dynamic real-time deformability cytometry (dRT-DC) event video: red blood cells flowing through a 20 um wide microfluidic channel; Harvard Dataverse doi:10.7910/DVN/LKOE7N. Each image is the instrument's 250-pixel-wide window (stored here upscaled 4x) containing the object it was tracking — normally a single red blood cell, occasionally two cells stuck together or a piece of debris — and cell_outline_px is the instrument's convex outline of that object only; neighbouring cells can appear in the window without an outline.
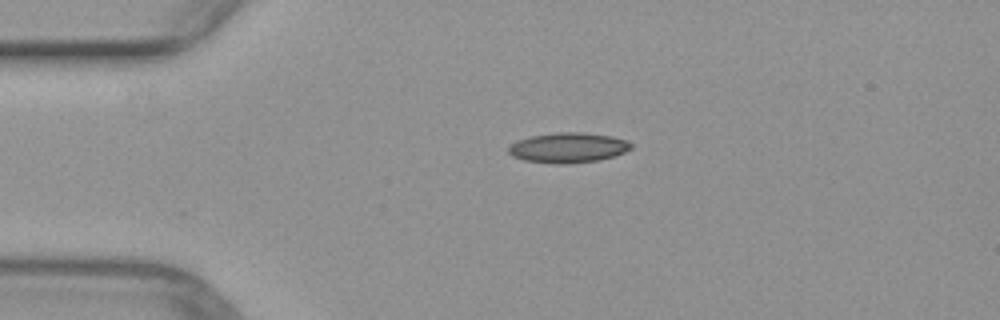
{"species": "common noctule bat (a hibernating species)", "species_latin": "Nyctalus noctula", "temperature_condition": "warm", "stored_images_in_passage": 40, "camera_frame_rate_fps": 3000, "um_per_image_px": 0.085, "animal": {"sex": "female", "body_mass_g": 29.2, "forearm_length_mm": 56.3}, "frame": {"image": 1, "passage_image": 1, "time_ms": 0.0, "image_size_px": [1000, 320], "cell_outline_px": [[632, 148], [624, 152], [600, 160], [568, 164], [552, 164], [524, 160], [512, 156], [508, 152], [508, 148], [516, 140], [528, 136], [556, 132], [584, 132], [612, 136], [628, 140], [632, 144]], "centroid_in_image_um": [48.28, 12.55], "position_along_channel_um": 36.7, "area_um2": 21.79}}
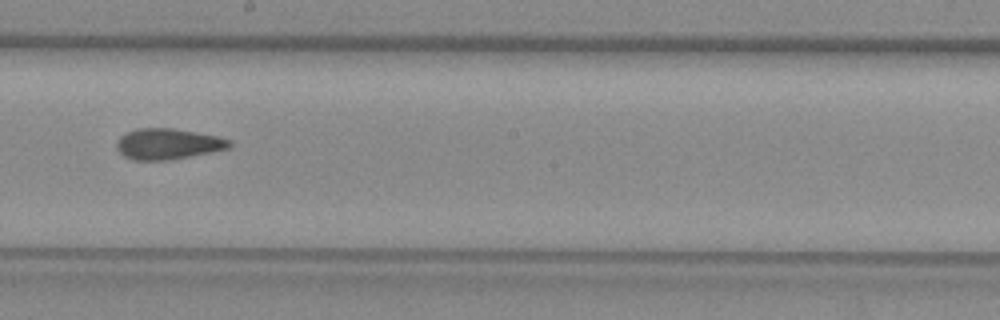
{"frame": {"image": 2, "passage_image": 18, "time_ms": 5.667, "image_size_px": [1000, 320], "cell_outline_px": [[232, 148], [212, 152], [168, 160], [132, 160], [124, 156], [116, 148], [116, 140], [120, 136], [136, 128], [172, 128], [220, 136], [232, 140]], "centroid_in_image_um": [14.3, 12.23], "position_along_channel_um": 233.9, "area_um2": 20.52}}
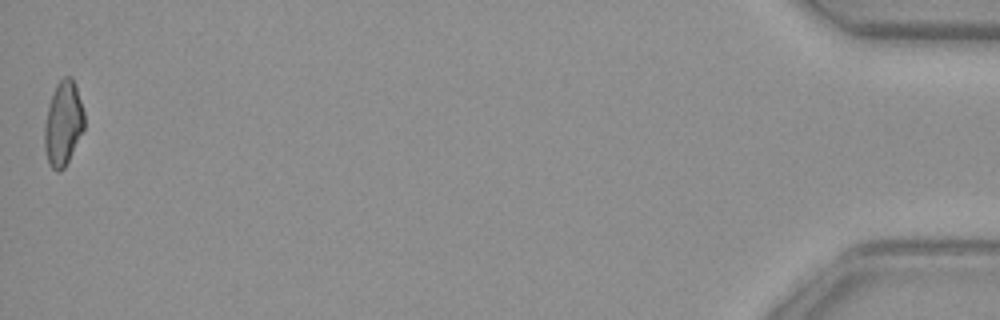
{"frame": {"image": 3, "passage_image": 40, "time_ms": 13.0, "image_size_px": [1000, 320], "cell_outline_px": [[84, 128], [64, 168], [60, 172], [56, 172], [48, 164], [44, 148], [44, 124], [48, 108], [56, 84], [64, 76], [72, 76], [76, 84], [84, 112]], "centroid_in_image_um": [5.36, 10.49], "position_along_channel_um": 429.8, "area_um2": 19.59}}